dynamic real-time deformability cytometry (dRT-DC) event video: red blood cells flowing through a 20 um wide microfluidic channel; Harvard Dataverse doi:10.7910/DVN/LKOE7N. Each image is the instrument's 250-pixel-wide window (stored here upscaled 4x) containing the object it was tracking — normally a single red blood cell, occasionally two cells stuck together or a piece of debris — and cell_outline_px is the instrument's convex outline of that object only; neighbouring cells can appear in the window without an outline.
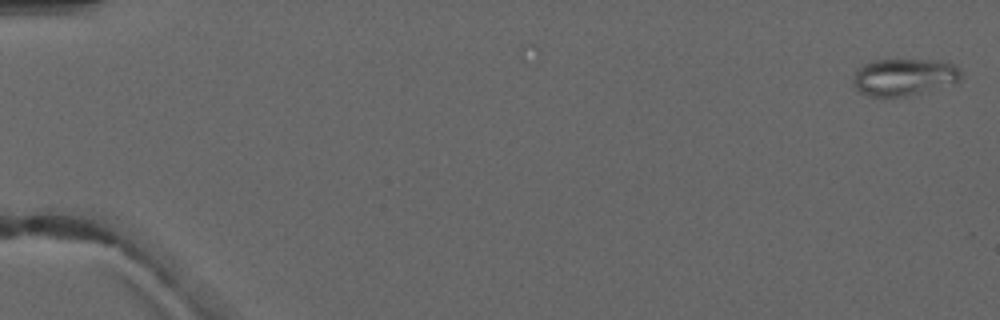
{"species": "common noctule bat (a hibernating species)", "species_latin": "Nyctalus noctula", "temperature_condition": "warm", "stored_images_in_passage": 5, "camera_frame_rate_fps": 3000, "um_per_image_px": 0.085, "animal": {"sex": "male", "forearm_length_mm": 52.5}, "frame": {"image": 1, "passage_image": 1, "time_ms": 0.0, "image_size_px": [1000, 320], "cell_outline_px": [[964, 76], [956, 84], [904, 96], [868, 96], [860, 92], [856, 88], [852, 80], [856, 68], [872, 60], [948, 60]], "centroid_in_image_um": [76.86, 6.54], "position_along_channel_um": 8.1, "area_um2": 23.52}}
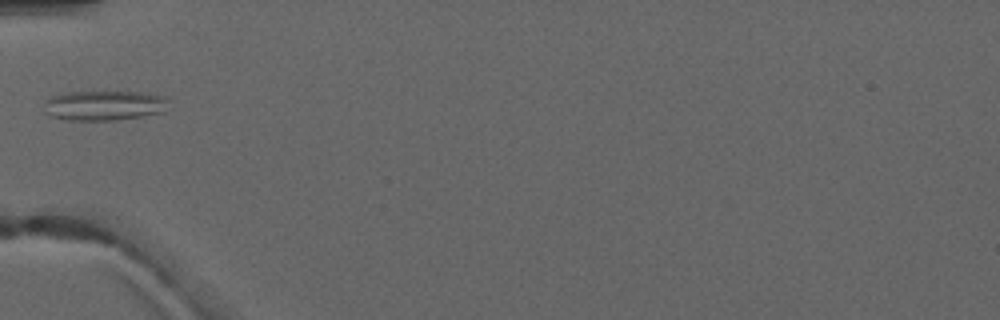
{"frame": {"image": 2, "passage_image": 5, "time_ms": 5.667, "image_size_px": [1000, 320], "cell_outline_px": [[168, 100], [164, 112], [116, 120], [68, 120], [52, 116], [44, 112], [44, 100], [52, 96], [64, 92], [144, 92], [164, 96]], "centroid_in_image_um": [8.82, 8.96], "position_along_channel_um": 76.2, "area_um2": 21.73}}